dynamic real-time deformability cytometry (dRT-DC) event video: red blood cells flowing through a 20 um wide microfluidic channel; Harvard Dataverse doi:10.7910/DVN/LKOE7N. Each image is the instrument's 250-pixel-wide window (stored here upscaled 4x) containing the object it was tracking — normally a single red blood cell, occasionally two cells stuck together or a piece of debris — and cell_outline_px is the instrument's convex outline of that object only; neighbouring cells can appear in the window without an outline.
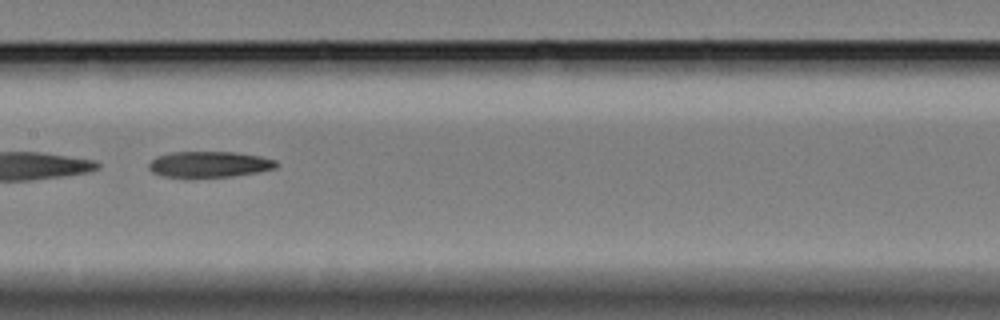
{"species": "Egyptian fruit bat (a non-hibernating species)", "species_latin": "Rousettus aegyptiacus", "temperature_condition": "cold", "stored_images_in_passage": 32, "camera_frame_rate_fps": 3000, "um_per_image_px": 0.085, "animal": {"sex": "female"}, "frame": {"image": 1, "passage_image": 24, "time_ms": 7.667, "image_size_px": [1000, 320], "cell_outline_px": [[280, 164], [276, 168], [260, 172], [232, 176], [160, 176], [152, 172], [148, 168], [148, 164], [156, 156], [172, 152], [236, 152], [260, 156], [276, 160]], "centroid_in_image_um": [17.83, 13.95], "position_along_channel_um": 189.6, "area_um2": 19.19}}